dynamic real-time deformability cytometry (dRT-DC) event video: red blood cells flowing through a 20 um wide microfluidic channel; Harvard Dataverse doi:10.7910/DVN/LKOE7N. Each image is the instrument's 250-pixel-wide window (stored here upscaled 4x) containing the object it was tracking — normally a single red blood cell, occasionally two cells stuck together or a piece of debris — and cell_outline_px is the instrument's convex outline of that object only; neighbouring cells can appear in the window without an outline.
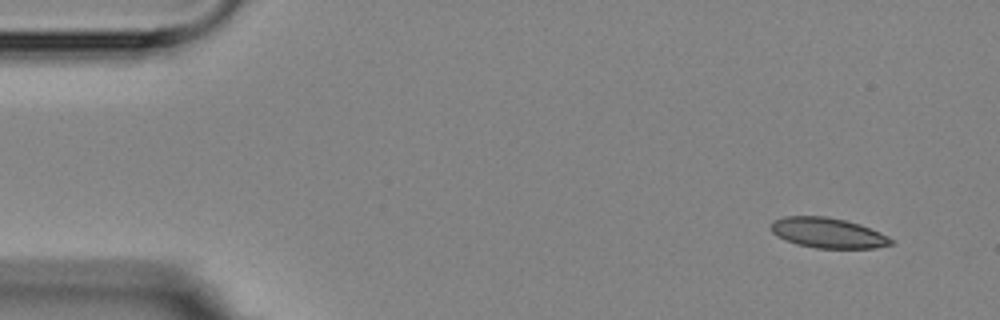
{"species": "Egyptian fruit bat (a non-hibernating species)", "species_latin": "Rousettus aegyptiacus", "temperature_condition": "room temperature", "stored_images_in_passage": 4, "camera_frame_rate_fps": 3000, "um_per_image_px": 0.085, "animal": {"sex": "female"}, "frame": {"image": 1, "passage_image": 1, "time_ms": 0.0, "image_size_px": [1000, 320], "cell_outline_px": [[896, 244], [876, 248], [816, 248], [796, 244], [776, 236], [768, 228], [772, 220], [784, 216], [824, 216], [844, 220], [860, 224], [880, 232], [896, 240]], "centroid_in_image_um": [70.37, 19.8], "position_along_channel_um": 14.6, "area_um2": 21.5}}